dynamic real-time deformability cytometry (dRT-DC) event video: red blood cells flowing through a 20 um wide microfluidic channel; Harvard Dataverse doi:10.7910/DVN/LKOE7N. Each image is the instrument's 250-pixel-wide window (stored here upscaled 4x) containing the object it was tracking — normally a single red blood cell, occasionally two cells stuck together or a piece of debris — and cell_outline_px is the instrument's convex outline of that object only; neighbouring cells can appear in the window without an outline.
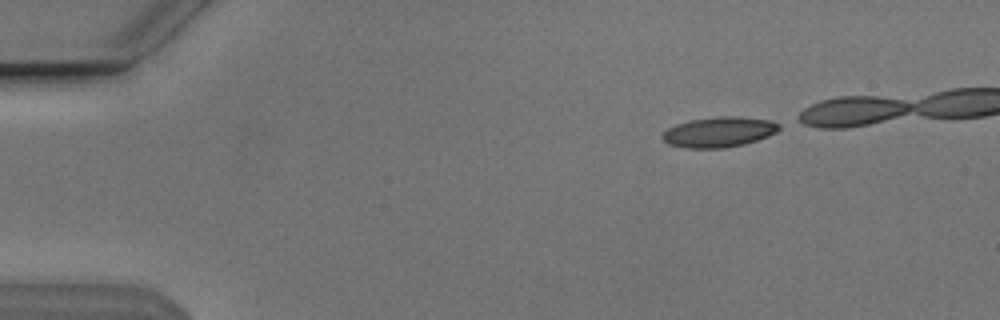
{"species": "Egyptian fruit bat (a non-hibernating species)", "species_latin": "Rousettus aegyptiacus", "temperature_condition": "cold", "stored_images_in_passage": 25, "camera_frame_rate_fps": 3000, "um_per_image_px": 0.085, "animal": {"sex": "male"}, "frame": {"image": 1, "passage_image": 2, "time_ms": 0.333, "image_size_px": [1000, 320], "cell_outline_px": [[780, 128], [776, 132], [768, 136], [744, 144], [724, 148], [688, 148], [668, 144], [660, 136], [668, 128], [676, 124], [688, 120], [716, 116], [740, 116], [772, 120], [780, 124]], "centroid_in_image_um": [61.12, 11.21], "position_along_channel_um": 23.9, "area_um2": 20.75}}
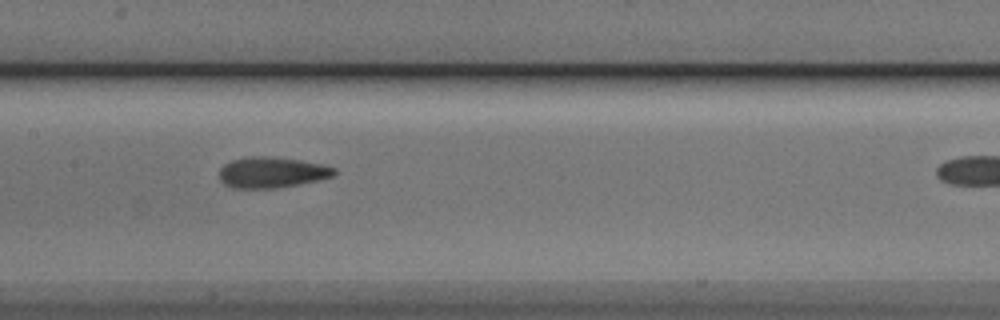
{"frame": {"image": 2, "passage_image": 21, "time_ms": 6.667, "image_size_px": [1000, 320], "cell_outline_px": [[336, 176], [320, 180], [276, 188], [232, 188], [224, 184], [220, 180], [220, 168], [224, 164], [232, 160], [244, 156], [272, 156], [300, 160], [324, 164], [336, 168]], "centroid_in_image_um": [23.13, 14.64], "position_along_channel_um": 184.3, "area_um2": 20.98}}
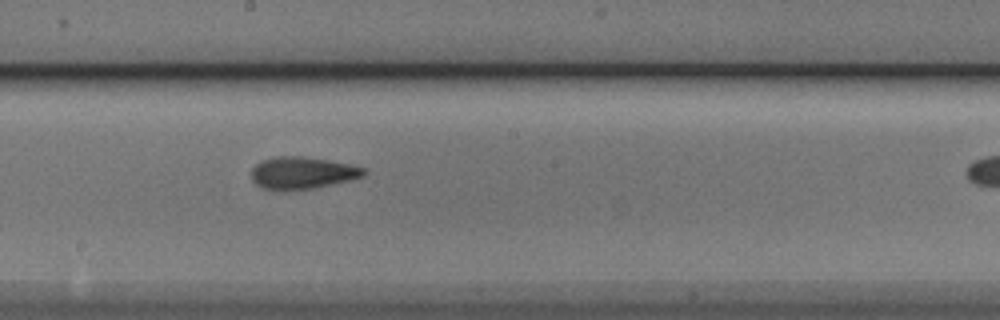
{"frame": {"image": 3, "passage_image": 24, "time_ms": 7.667, "image_size_px": [1000, 320], "cell_outline_px": [[368, 172], [364, 176], [352, 180], [312, 188], [264, 188], [256, 184], [252, 180], [252, 168], [260, 160], [272, 156], [304, 156], [352, 164], [364, 168]], "centroid_in_image_um": [25.74, 14.65], "position_along_channel_um": 222.5, "area_um2": 20.81}}